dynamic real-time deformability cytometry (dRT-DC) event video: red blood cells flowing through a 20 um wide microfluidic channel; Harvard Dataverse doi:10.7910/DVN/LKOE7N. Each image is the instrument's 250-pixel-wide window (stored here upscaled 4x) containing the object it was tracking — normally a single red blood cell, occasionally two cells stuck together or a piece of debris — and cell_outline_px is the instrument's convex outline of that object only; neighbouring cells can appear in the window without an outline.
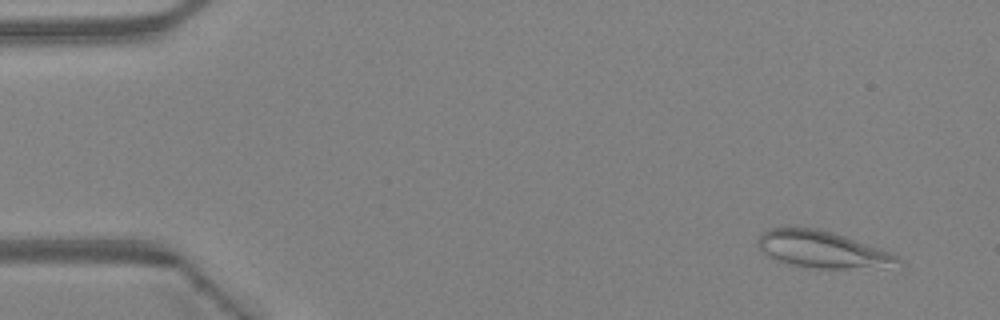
{"species": "Egyptian fruit bat (a non-hibernating species)", "species_latin": "Rousettus aegyptiacus", "temperature_condition": "warm", "stored_images_in_passage": 45, "camera_frame_rate_fps": 3000, "um_per_image_px": 0.085, "animal": {"sex": "female"}, "frame": {"image": 1, "passage_image": 3, "time_ms": 0.667, "image_size_px": [1000, 320], "cell_outline_px": [[904, 268], [900, 272], [812, 268], [792, 264], [780, 260], [764, 252], [756, 244], [760, 236], [764, 232], [772, 228], [816, 228], [832, 232], [844, 236], [888, 252], [896, 256], [904, 264]], "centroid_in_image_um": [70.18, 21.31], "position_along_channel_um": 14.8, "area_um2": 30.92}}
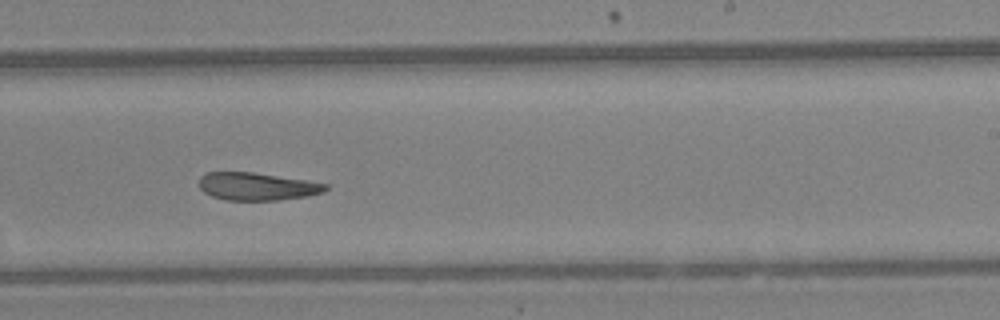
{"frame": {"image": 2, "passage_image": 28, "time_ms": 9.0, "image_size_px": [1000, 320], "cell_outline_px": [[328, 188], [324, 192], [308, 196], [280, 200], [224, 200], [212, 196], [204, 192], [200, 188], [200, 176], [204, 172], [252, 172], [304, 180], [328, 184]], "centroid_in_image_um": [21.84, 15.85], "position_along_channel_um": 267.2, "area_um2": 20.4}}
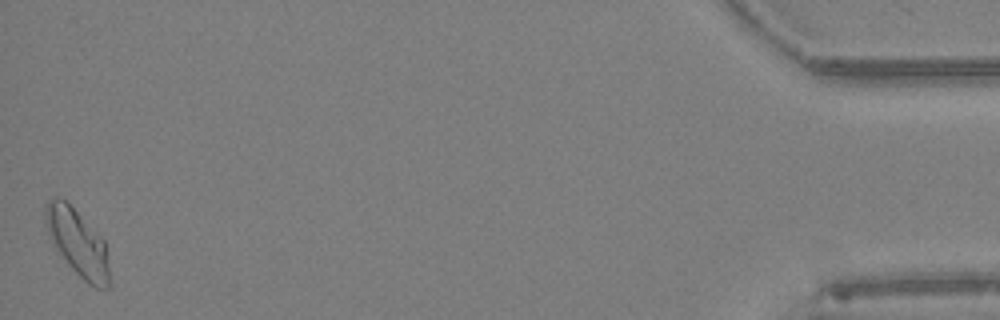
{"frame": {"image": 3, "passage_image": 45, "time_ms": 14.667, "image_size_px": [1000, 320], "cell_outline_px": [[112, 284], [108, 288], [96, 288], [88, 284], [68, 264], [56, 248], [48, 228], [44, 216], [44, 204], [48, 200], [56, 196], [64, 200], [104, 240]], "centroid_in_image_um": [6.63, 20.67], "position_along_channel_um": 428.6, "area_um2": 24.28}, "authors_computed_cell_mechanics": {"area_um2": 22.7732, "velocity_mm_per_s": 4.4632, "shape_relaxation_time_tau1_ms": null, "shape_relaxation_time_tau2_ms": 5.2572, "deformation_change_tau1": null, "deformation_change_tau2": 0.1429}}